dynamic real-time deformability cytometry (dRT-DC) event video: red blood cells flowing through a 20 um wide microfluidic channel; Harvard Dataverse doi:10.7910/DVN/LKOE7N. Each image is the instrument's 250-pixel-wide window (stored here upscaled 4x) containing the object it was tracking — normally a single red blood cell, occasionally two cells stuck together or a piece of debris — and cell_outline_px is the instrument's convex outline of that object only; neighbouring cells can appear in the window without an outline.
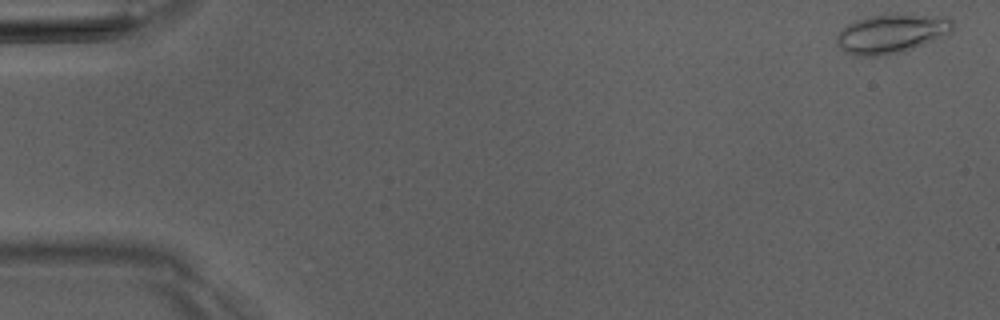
{"species": "Egyptian fruit bat (a non-hibernating species)", "species_latin": "Rousettus aegyptiacus", "temperature_condition": "room temperature", "stored_images_in_passage": 5, "camera_frame_rate_fps": 3000, "um_per_image_px": 0.085, "animal": {"sex": "male"}, "frame": {"image": 1, "passage_image": 1, "time_ms": 0.0, "image_size_px": [1000, 320], "cell_outline_px": [[956, 24], [952, 32], [948, 36], [904, 52], [880, 56], [852, 56], [844, 52], [836, 44], [836, 36], [848, 24], [856, 20], [872, 16], [948, 16]], "centroid_in_image_um": [75.82, 2.91], "position_along_channel_um": 9.2, "area_um2": 26.47}}